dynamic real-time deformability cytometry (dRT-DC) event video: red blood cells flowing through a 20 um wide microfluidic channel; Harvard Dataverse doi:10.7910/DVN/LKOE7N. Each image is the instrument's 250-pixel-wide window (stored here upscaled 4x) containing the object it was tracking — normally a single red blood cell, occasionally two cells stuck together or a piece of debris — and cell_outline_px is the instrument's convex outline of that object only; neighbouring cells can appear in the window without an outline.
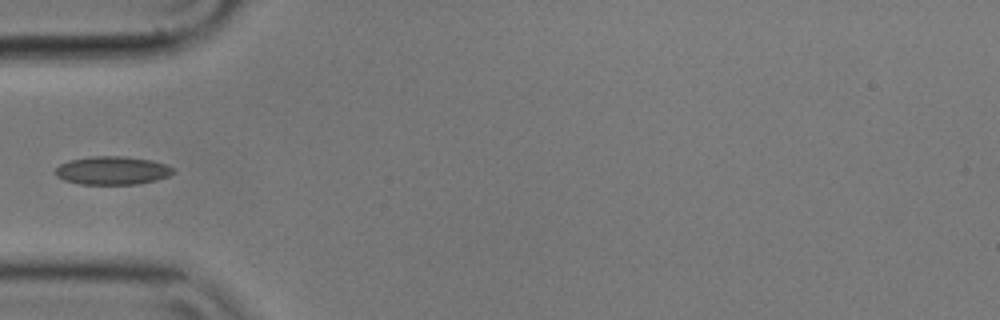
{"species": "common noctule bat (a hibernating species)", "species_latin": "Nyctalus noctula", "temperature_condition": "cold", "stored_images_in_passage": 39, "camera_frame_rate_fps": 3000, "um_per_image_px": 0.085, "animal": {"sex": "male", "body_mass_g": 17.9}, "frame": {"image": 1, "passage_image": 1, "time_ms": 0.0, "image_size_px": [1000, 320], "cell_outline_px": [[176, 172], [168, 176], [156, 180], [136, 184], [80, 184], [64, 180], [56, 176], [56, 168], [60, 164], [68, 160], [92, 156], [124, 156], [152, 160], [164, 164], [172, 168]], "centroid_in_image_um": [9.54, 14.49], "position_along_channel_um": 75.5, "area_um2": 19.42}}
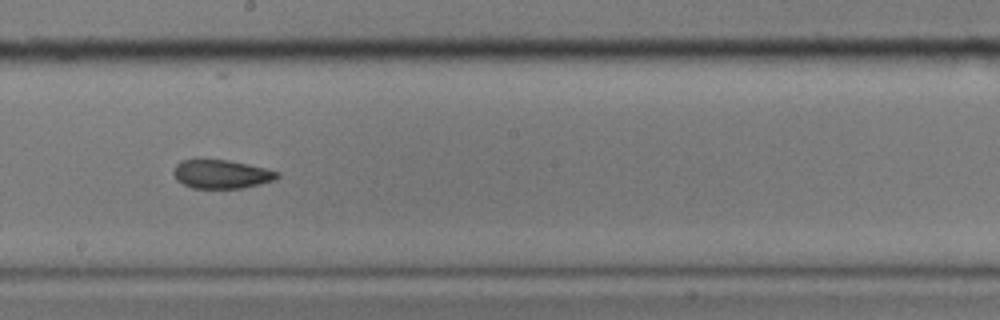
{"frame": {"image": 2, "passage_image": 14, "time_ms": 4.333, "image_size_px": [1000, 320], "cell_outline_px": [[280, 176], [276, 180], [244, 188], [192, 188], [176, 180], [172, 172], [176, 164], [180, 160], [228, 160], [248, 164], [280, 172]], "centroid_in_image_um": [18.83, 14.81], "position_along_channel_um": 229.4, "area_um2": 17.4}}
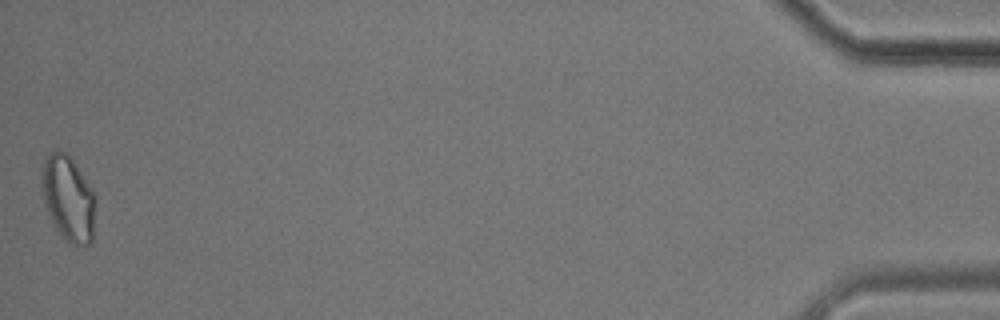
{"frame": {"image": 3, "passage_image": 39, "time_ms": 12.667, "image_size_px": [1000, 320], "cell_outline_px": [[96, 200], [92, 240], [88, 244], [72, 244], [64, 240], [48, 216], [44, 204], [44, 156], [56, 148], [68, 152], [96, 196]], "centroid_in_image_um": [5.82, 16.85], "position_along_channel_um": 429.4, "area_um2": 26.59}}